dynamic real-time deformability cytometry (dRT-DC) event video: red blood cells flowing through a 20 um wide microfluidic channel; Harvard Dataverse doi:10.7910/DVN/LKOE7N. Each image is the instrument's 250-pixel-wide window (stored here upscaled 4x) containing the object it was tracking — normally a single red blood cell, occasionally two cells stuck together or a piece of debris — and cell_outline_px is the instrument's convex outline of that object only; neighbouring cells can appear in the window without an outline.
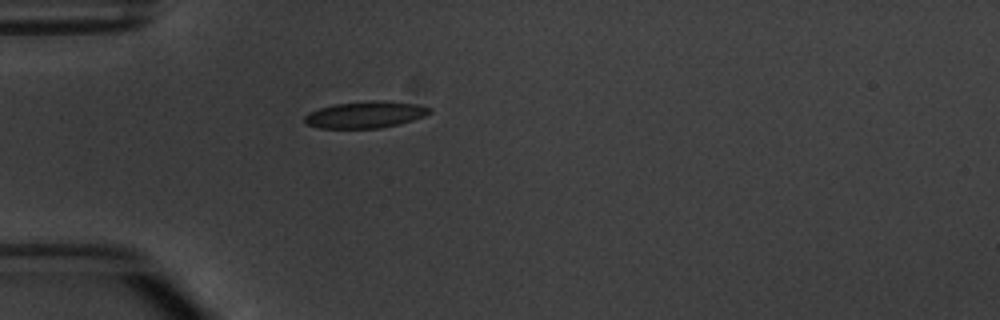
{"species": "common noctule bat (a hibernating species)", "species_latin": "Nyctalus noctula", "temperature_condition": "warm", "stored_images_in_passage": 1, "camera_frame_rate_fps": 3000, "um_per_image_px": 0.085, "animal": {"sex": "male", "body_mass_g": 20.1, "forearm_length_mm": 53.5}, "frame": {"image": 1, "passage_image": 1, "time_ms": 0.0, "image_size_px": [1000, 320], "cell_outline_px": [[432, 112], [424, 116], [412, 120], [380, 128], [320, 128], [308, 124], [304, 120], [304, 116], [308, 112], [332, 104], [416, 104], [432, 108]], "centroid_in_image_um": [30.99, 9.81], "position_along_channel_um": 54.0, "area_um2": 18.03}}